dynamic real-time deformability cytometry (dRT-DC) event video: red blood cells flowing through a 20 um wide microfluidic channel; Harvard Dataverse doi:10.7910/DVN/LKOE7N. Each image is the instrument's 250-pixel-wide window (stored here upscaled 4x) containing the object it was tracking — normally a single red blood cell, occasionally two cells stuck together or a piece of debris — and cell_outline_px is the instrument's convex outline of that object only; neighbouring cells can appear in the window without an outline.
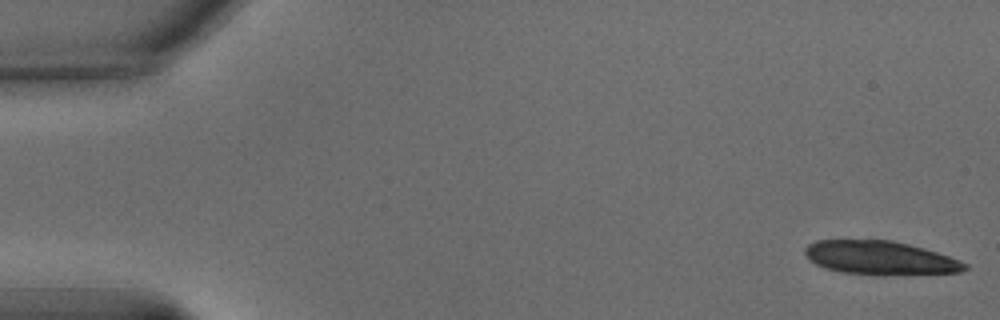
{"species": "common noctule bat (a hibernating species)", "species_latin": "Nyctalus noctula", "temperature_condition": "warm", "stored_images_in_passage": 17, "camera_frame_rate_fps": 3000, "um_per_image_px": 0.085, "animal": {"sex": "male", "body_mass_g": 15.6}, "frame": {"image": 1, "passage_image": 1, "time_ms": 0.0, "image_size_px": [1000, 320], "cell_outline_px": [[968, 268], [960, 272], [884, 276], [880, 276], [844, 272], [824, 268], [808, 260], [804, 252], [804, 248], [808, 244], [816, 240], [892, 240], [924, 248], [960, 260], [968, 264]], "centroid_in_image_um": [74.8, 21.93], "position_along_channel_um": 10.2, "area_um2": 31.73}}